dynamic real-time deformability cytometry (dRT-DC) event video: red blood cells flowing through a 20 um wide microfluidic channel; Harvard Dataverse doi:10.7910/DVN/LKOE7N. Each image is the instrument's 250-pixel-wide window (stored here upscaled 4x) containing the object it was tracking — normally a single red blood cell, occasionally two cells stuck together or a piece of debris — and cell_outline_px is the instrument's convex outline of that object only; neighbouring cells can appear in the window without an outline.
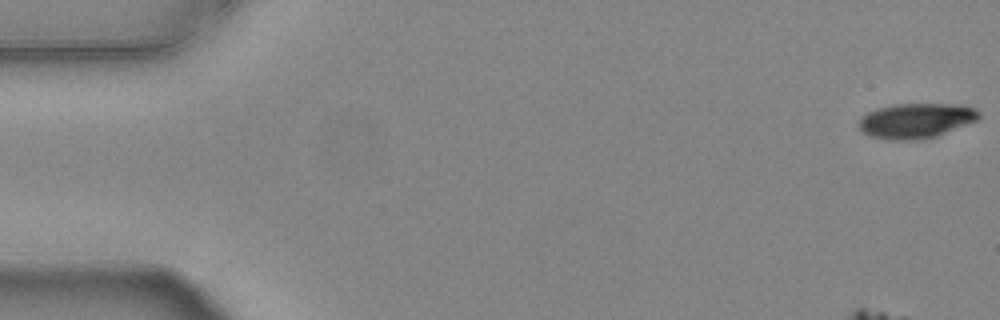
{"species": "common noctule bat (a hibernating species)", "species_latin": "Nyctalus noctula", "temperature_condition": "warm", "stored_images_in_passage": 55, "camera_frame_rate_fps": 3000, "um_per_image_px": 0.085, "animal": {"sex": "female", "body_mass_g": 24.6, "forearm_length_mm": 56.2}, "frame": {"image": 1, "passage_image": 1, "time_ms": 0.0, "image_size_px": [1000, 320], "cell_outline_px": [[980, 116], [976, 120], [936, 136], [920, 140], [888, 140], [868, 136], [860, 132], [856, 124], [860, 116], [876, 108], [896, 104], [964, 104], [976, 108], [980, 112]], "centroid_in_image_um": [77.79, 10.26], "position_along_channel_um": 7.2, "area_um2": 24.91}}
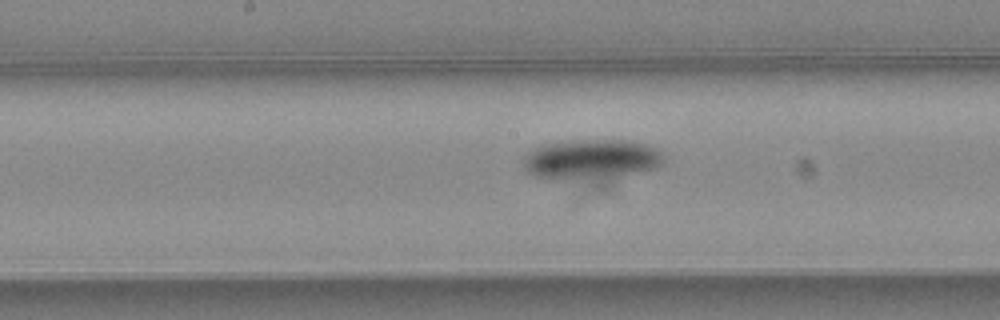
{"frame": {"image": 2, "passage_image": 28, "time_ms": 9.0, "image_size_px": [1000, 320], "cell_outline_px": [[664, 160], [660, 164], [604, 192], [600, 192], [532, 176], [524, 168], [524, 156], [536, 148], [548, 144], [584, 140], [632, 140], [656, 148], [664, 156]], "centroid_in_image_um": [50.34, 13.82], "position_along_channel_um": 197.9, "area_um2": 37.51}}